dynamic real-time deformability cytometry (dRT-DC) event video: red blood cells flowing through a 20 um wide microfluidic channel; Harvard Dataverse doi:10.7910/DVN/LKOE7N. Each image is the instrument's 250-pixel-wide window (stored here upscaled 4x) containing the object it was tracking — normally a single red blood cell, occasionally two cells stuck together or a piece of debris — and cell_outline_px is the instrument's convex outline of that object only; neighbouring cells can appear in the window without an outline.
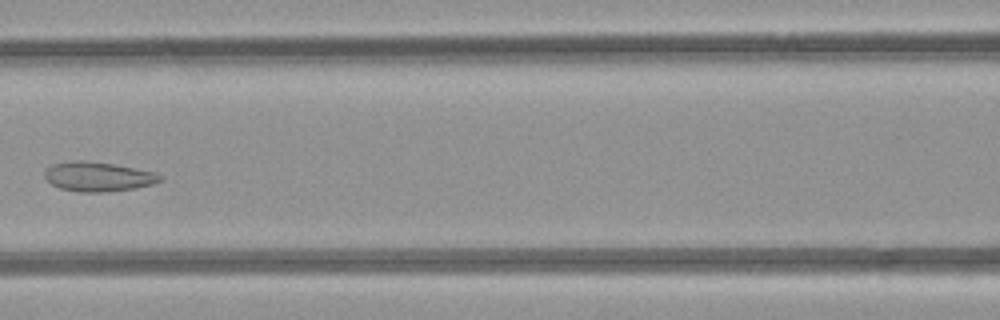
{"species": "common noctule bat (a hibernating species)", "species_latin": "Nyctalus noctula", "temperature_condition": "room temperature", "stored_images_in_passage": 6, "camera_frame_rate_fps": 3000, "um_per_image_px": 0.085, "animal": {"sex": "female", "body_mass_g": 21.9}, "frame": {"image": 1, "passage_image": 5, "time_ms": 5.667, "image_size_px": [1000, 320], "cell_outline_px": [[164, 180], [152, 184], [136, 188], [104, 192], [80, 192], [60, 188], [52, 184], [44, 176], [44, 172], [52, 164], [72, 160], [80, 160], [112, 164], [156, 172], [164, 176]], "centroid_in_image_um": [8.37, 15.01], "position_along_channel_um": 158.2, "area_um2": 19.83}}
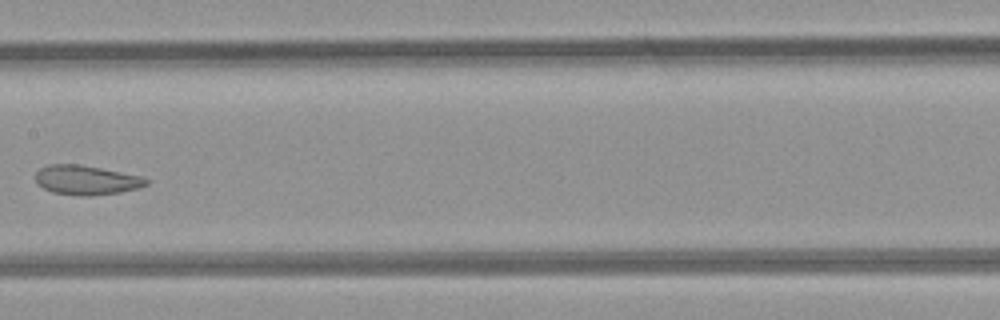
{"frame": {"image": 2, "passage_image": 6, "time_ms": 6.667, "image_size_px": [1000, 320], "cell_outline_px": [[152, 180], [148, 184], [136, 188], [120, 192], [92, 196], [80, 196], [52, 192], [36, 184], [36, 172], [40, 168], [48, 164], [80, 164], [144, 176]], "centroid_in_image_um": [7.36, 15.3], "position_along_channel_um": 200.0, "area_um2": 19.25}}